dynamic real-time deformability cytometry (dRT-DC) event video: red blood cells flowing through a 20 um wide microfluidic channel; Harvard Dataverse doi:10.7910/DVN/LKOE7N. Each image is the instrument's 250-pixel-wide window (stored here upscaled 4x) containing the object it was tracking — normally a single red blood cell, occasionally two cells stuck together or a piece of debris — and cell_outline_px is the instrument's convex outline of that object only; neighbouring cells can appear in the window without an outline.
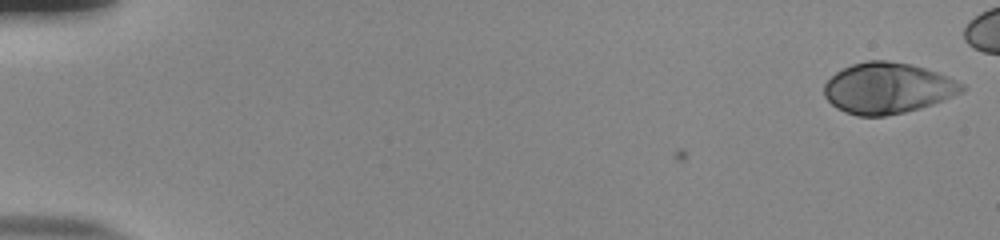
{"species": "human", "species_latin": "Homo sapiens", "temperature_condition": "room temperature", "stored_images_in_passage": 49, "camera_frame_rate_fps": 3000, "um_per_image_px": 0.085, "donor": {"sex": "male"}, "frame": {"image": 1, "passage_image": 1, "time_ms": 0.0, "image_size_px": [1000, 240], "cell_outline_px": [[968, 88], [964, 92], [932, 104], [920, 108], [904, 112], [884, 116], [856, 116], [844, 112], [836, 108], [824, 96], [824, 84], [836, 72], [852, 64], [868, 60], [888, 60], [912, 64], [948, 76], [964, 84]], "centroid_in_image_um": [75.46, 7.49], "position_along_channel_um": 9.5, "area_um2": 41.04}}
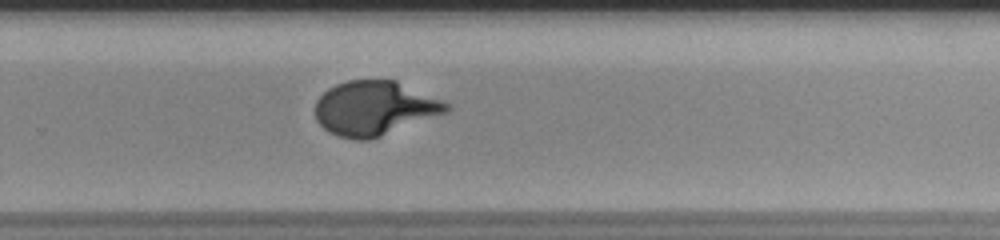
{"frame": {"image": 2, "passage_image": 37, "time_ms": 12.0, "image_size_px": [1000, 240], "cell_outline_px": [[452, 108], [448, 112], [380, 136], [368, 140], [356, 140], [340, 136], [328, 132], [316, 120], [316, 100], [328, 88], [336, 84], [348, 80], [396, 80], [444, 100], [452, 104]], "centroid_in_image_um": [31.87, 9.19], "position_along_channel_um": 297.9, "area_um2": 41.62}}
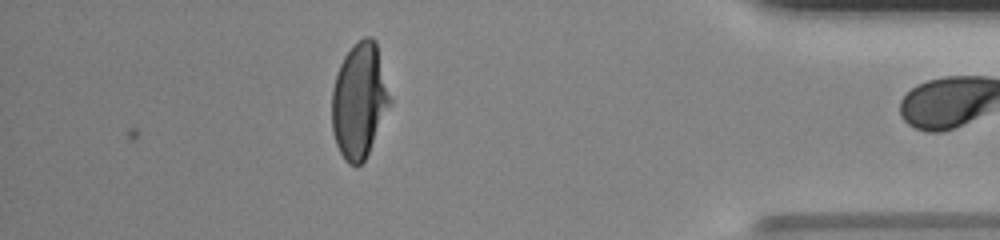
{"frame": {"image": 3, "passage_image": 48, "time_ms": 15.667, "image_size_px": [1000, 240], "cell_outline_px": [[392, 104], [364, 160], [356, 168], [348, 164], [344, 160], [336, 144], [332, 132], [332, 88], [340, 64], [344, 56], [364, 36], [372, 36], [376, 40], [392, 100]], "centroid_in_image_um": [30.56, 8.57], "position_along_channel_um": 404.6, "area_um2": 39.19}}